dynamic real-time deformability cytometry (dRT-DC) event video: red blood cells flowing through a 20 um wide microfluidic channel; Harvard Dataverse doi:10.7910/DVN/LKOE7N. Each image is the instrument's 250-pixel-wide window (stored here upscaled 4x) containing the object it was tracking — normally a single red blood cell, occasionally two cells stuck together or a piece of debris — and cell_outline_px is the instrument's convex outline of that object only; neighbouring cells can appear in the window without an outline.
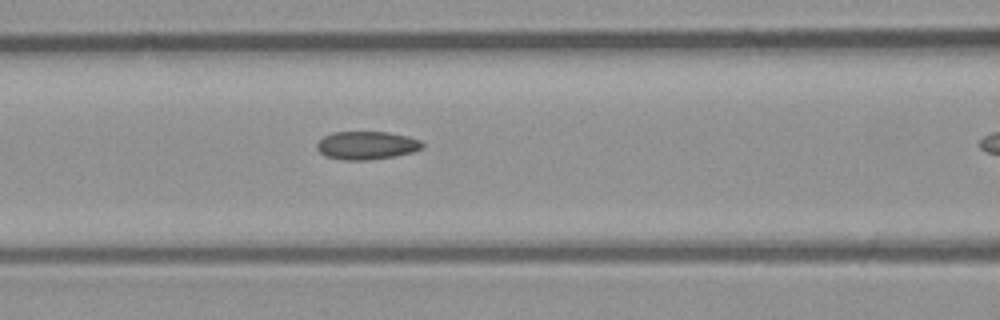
{"species": "common noctule bat (a hibernating species)", "species_latin": "Nyctalus noctula", "temperature_condition": "room temperature", "stored_images_in_passage": 11, "camera_frame_rate_fps": 3000, "um_per_image_px": 0.085, "animal": {"sex": "male", "body_mass_g": 23.1, "forearm_length_mm": 52.7}, "frame": {"image": 1, "passage_image": 7, "time_ms": 2.0, "image_size_px": [1000, 320], "cell_outline_px": [[424, 148], [412, 152], [392, 156], [368, 160], [344, 160], [324, 156], [316, 148], [316, 144], [324, 136], [332, 132], [388, 132], [408, 136], [420, 140], [424, 144]], "centroid_in_image_um": [31.16, 12.35], "position_along_channel_um": 135.4, "area_um2": 17.34}}
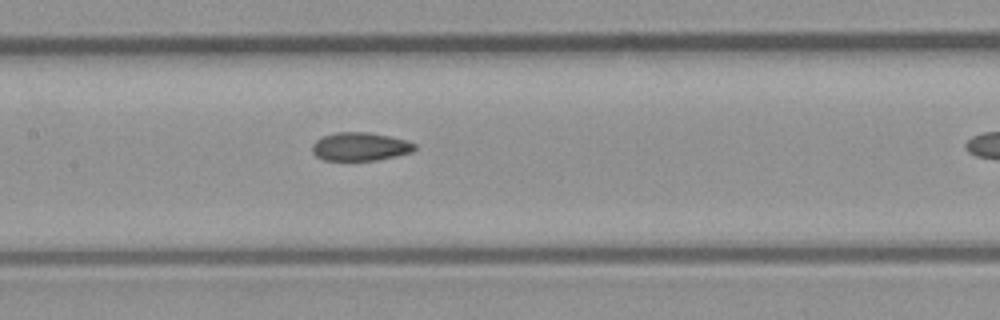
{"frame": {"image": 2, "passage_image": 10, "time_ms": 3.0, "image_size_px": [1000, 320], "cell_outline_px": [[416, 148], [412, 152], [396, 156], [376, 160], [324, 160], [316, 156], [312, 152], [312, 144], [316, 140], [324, 136], [336, 132], [368, 132], [408, 140], [416, 144]], "centroid_in_image_um": [30.62, 12.46], "position_along_channel_um": 176.8, "area_um2": 16.94}}